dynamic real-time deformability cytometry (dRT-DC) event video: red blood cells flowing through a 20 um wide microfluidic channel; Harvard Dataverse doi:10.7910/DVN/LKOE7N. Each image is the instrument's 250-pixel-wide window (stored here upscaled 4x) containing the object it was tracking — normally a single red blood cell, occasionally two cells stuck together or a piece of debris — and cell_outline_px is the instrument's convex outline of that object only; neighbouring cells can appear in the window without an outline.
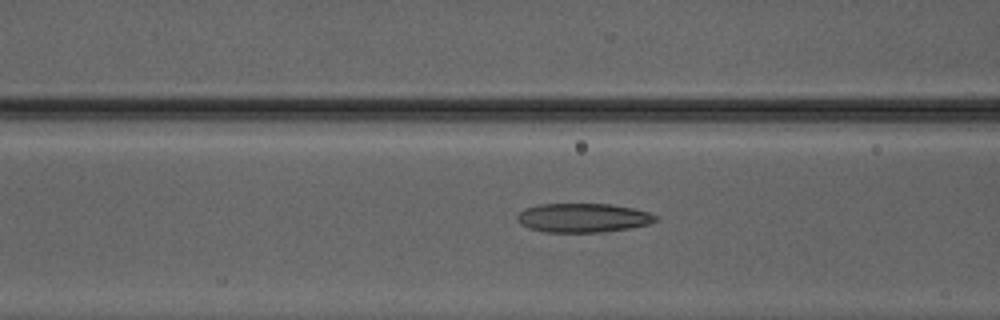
{"species": "Egyptian fruit bat (a non-hibernating species)", "species_latin": "Rousettus aegyptiacus", "temperature_condition": "warm", "stored_images_in_passage": 46, "camera_frame_rate_fps": 3000, "um_per_image_px": 0.085, "animal": {"sex": "male"}, "frame": {"image": 1, "passage_image": 17, "time_ms": 5.333, "image_size_px": [1000, 320], "cell_outline_px": [[656, 220], [648, 224], [632, 228], [604, 232], [544, 232], [528, 228], [520, 224], [516, 220], [516, 216], [524, 208], [540, 204], [612, 204], [632, 208], [648, 212], [656, 216]], "centroid_in_image_um": [49.52, 18.52], "position_along_channel_um": 117.1, "area_um2": 23.52}}
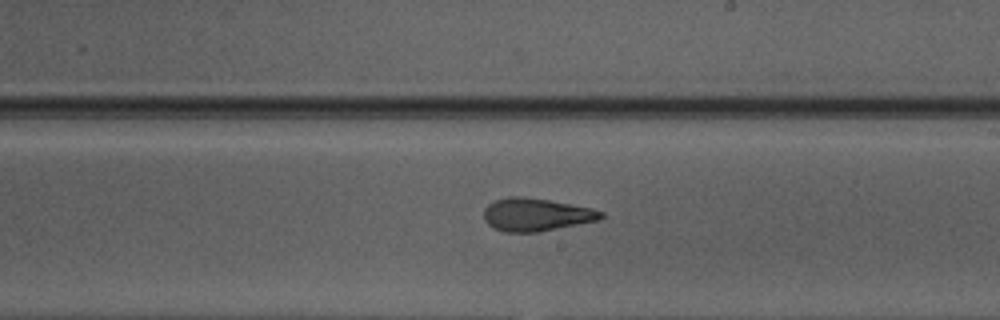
{"frame": {"image": 2, "passage_image": 26, "time_ms": 8.333, "image_size_px": [1000, 320], "cell_outline_px": [[604, 216], [600, 220], [536, 232], [504, 232], [492, 228], [484, 220], [484, 208], [488, 204], [496, 200], [508, 196], [520, 196], [548, 200], [592, 208], [604, 212]], "centroid_in_image_um": [45.55, 18.24], "position_along_channel_um": 243.4, "area_um2": 22.43}}
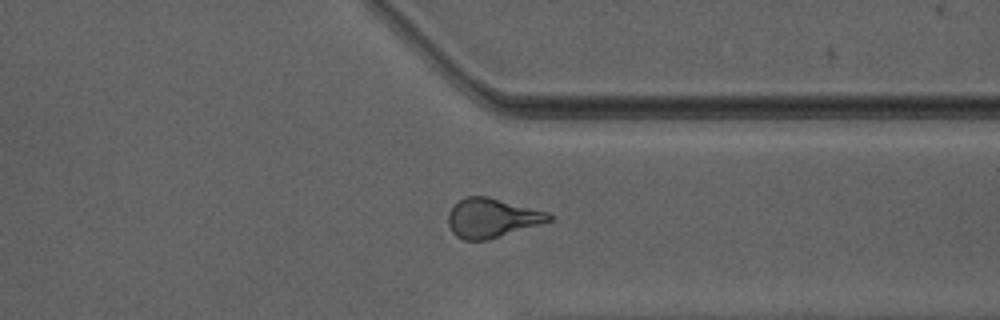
{"frame": {"image": 3, "passage_image": 35, "time_ms": 11.333, "image_size_px": [1000, 320], "cell_outline_px": [[552, 220], [540, 224], [488, 240], [464, 240], [456, 236], [452, 232], [448, 224], [448, 212], [452, 204], [464, 196], [488, 196], [548, 212], [552, 216]], "centroid_in_image_um": [41.76, 18.51], "position_along_channel_um": 369.6, "area_um2": 23.18}, "authors_computed_cell_mechanics": {"area_um2": 23.1489, "velocity_mm_per_s": 4.2107, "shape_relaxation_time_tau1_ms": 7.4755, "shape_relaxation_time_tau2_ms": 1.924, "deformation_change_tau1": 0.2317, "deformation_change_tau2": 0.1102}}